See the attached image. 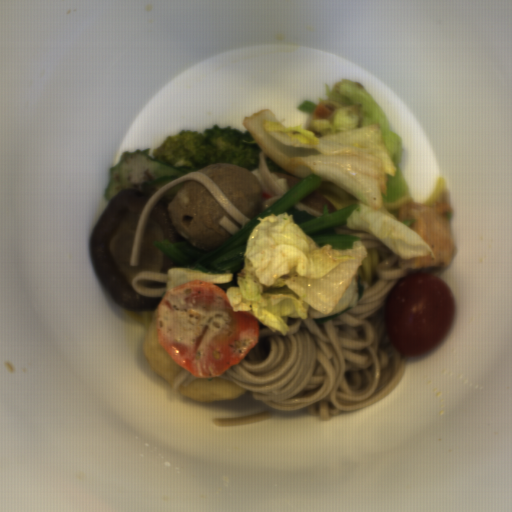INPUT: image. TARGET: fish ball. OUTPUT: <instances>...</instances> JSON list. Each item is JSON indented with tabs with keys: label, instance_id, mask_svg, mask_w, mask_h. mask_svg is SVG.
<instances>
[{
	"label": "fish ball",
	"instance_id": "29854b86",
	"mask_svg": "<svg viewBox=\"0 0 512 512\" xmlns=\"http://www.w3.org/2000/svg\"><path fill=\"white\" fill-rule=\"evenodd\" d=\"M142 353L150 368L173 387L176 377L185 368L172 359L159 341L158 309L155 310L147 328Z\"/></svg>",
	"mask_w": 512,
	"mask_h": 512
},
{
	"label": "fish ball",
	"instance_id": "53f4d19a",
	"mask_svg": "<svg viewBox=\"0 0 512 512\" xmlns=\"http://www.w3.org/2000/svg\"><path fill=\"white\" fill-rule=\"evenodd\" d=\"M177 391L197 402H219L237 399L245 394V388L219 376L196 377L188 385H178Z\"/></svg>",
	"mask_w": 512,
	"mask_h": 512
}]
</instances>
